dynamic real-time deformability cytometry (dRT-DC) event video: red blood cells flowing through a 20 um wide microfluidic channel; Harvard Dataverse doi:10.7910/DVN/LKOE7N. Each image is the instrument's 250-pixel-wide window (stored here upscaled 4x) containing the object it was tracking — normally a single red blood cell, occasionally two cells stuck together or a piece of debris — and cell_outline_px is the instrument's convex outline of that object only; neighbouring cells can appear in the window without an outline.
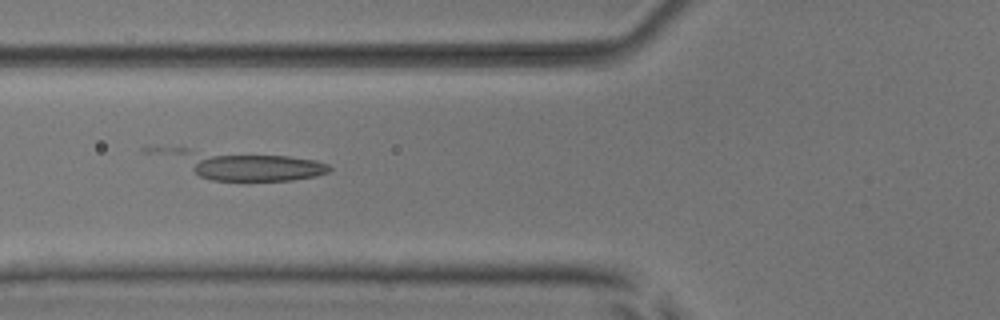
{"species": "common noctule bat (a hibernating species)", "species_latin": "Nyctalus noctula", "temperature_condition": "room temperature", "stored_images_in_passage": 9, "camera_frame_rate_fps": 3000, "um_per_image_px": 0.085, "animal": {"sex": "male", "body_mass_g": 17.9, "forearm_length_mm": 54.2}, "frame": {"image": 1, "passage_image": 6, "time_ms": 6.667, "image_size_px": [1000, 320], "cell_outline_px": [[332, 168], [328, 172], [316, 176], [292, 180], [212, 180], [200, 176], [144, 152], [140, 148], [188, 148], [288, 156], [316, 160], [328, 164]], "centroid_in_image_um": [20.37, 13.98], "position_along_channel_um": 105.4, "area_um2": 29.07}}
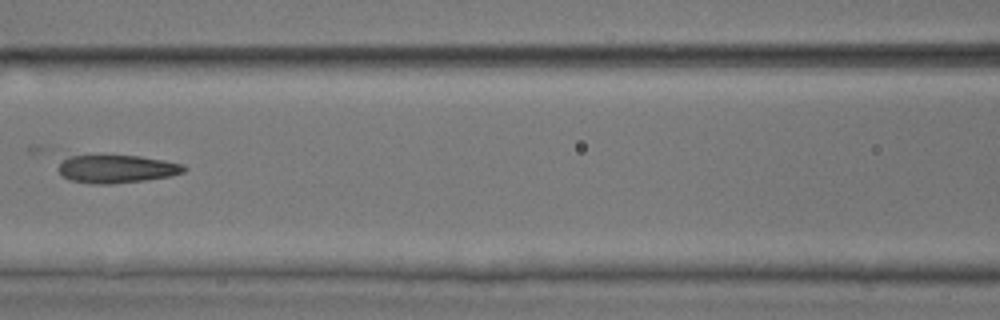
{"frame": {"image": 2, "passage_image": 7, "time_ms": 8.0, "image_size_px": [1000, 320], "cell_outline_px": [[188, 168], [184, 172], [168, 176], [144, 180], [112, 184], [92, 184], [68, 180], [60, 176], [56, 168], [68, 156], [140, 156], [164, 160], [184, 164]], "centroid_in_image_um": [9.89, 14.37], "position_along_channel_um": 156.7, "area_um2": 20.58}}